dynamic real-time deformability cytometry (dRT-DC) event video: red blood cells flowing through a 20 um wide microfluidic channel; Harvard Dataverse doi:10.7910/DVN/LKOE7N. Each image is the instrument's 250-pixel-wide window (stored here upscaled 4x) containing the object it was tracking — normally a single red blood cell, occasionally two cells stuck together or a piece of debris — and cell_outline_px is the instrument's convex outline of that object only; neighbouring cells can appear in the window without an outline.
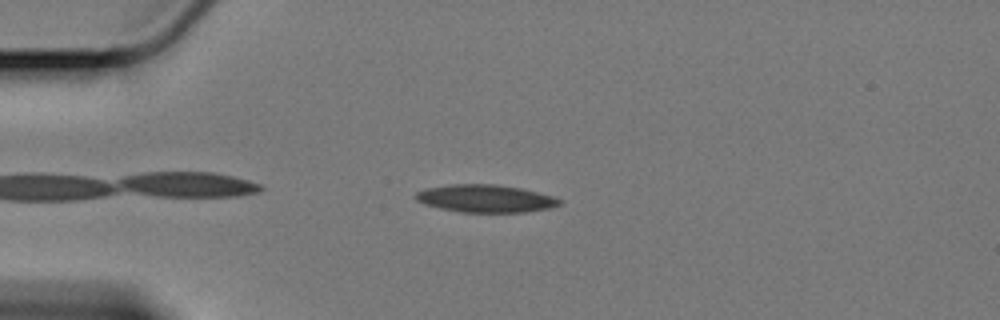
{"species": "Egyptian fruit bat (a non-hibernating species)", "species_latin": "Rousettus aegyptiacus", "temperature_condition": "cold", "stored_images_in_passage": 40, "camera_frame_rate_fps": 3000, "um_per_image_px": 0.085, "animal": {"sex": "female"}, "frame": {"image": 1, "passage_image": 1, "time_ms": 0.0, "image_size_px": [1000, 320], "cell_outline_px": [[564, 204], [552, 208], [524, 212], [460, 212], [440, 208], [424, 204], [416, 200], [412, 196], [416, 192], [424, 188], [448, 184], [496, 184], [520, 188], [552, 196], [564, 200]], "centroid_in_image_um": [41.26, 16.87], "position_along_channel_um": 43.7, "area_um2": 23.47}}
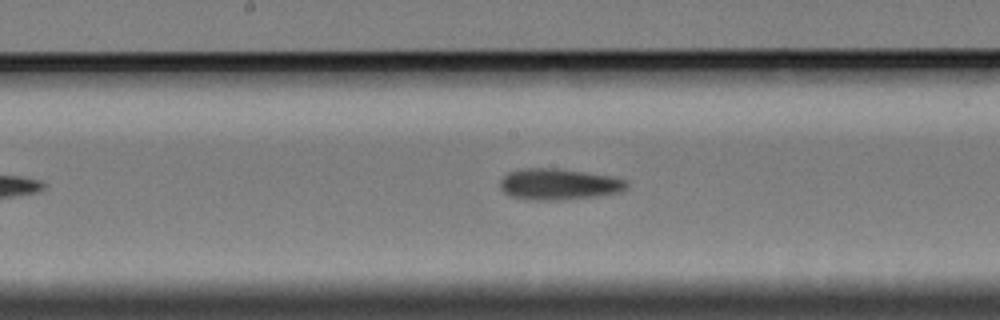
{"frame": {"image": 2, "passage_image": 17, "time_ms": 5.333, "image_size_px": [1000, 320], "cell_outline_px": [[628, 188], [620, 192], [596, 196], [560, 200], [524, 200], [508, 196], [500, 188], [500, 180], [508, 172], [524, 168], [556, 168], [612, 176], [628, 180]], "centroid_in_image_um": [47.48, 15.67], "position_along_channel_um": 200.7, "area_um2": 23.29}}
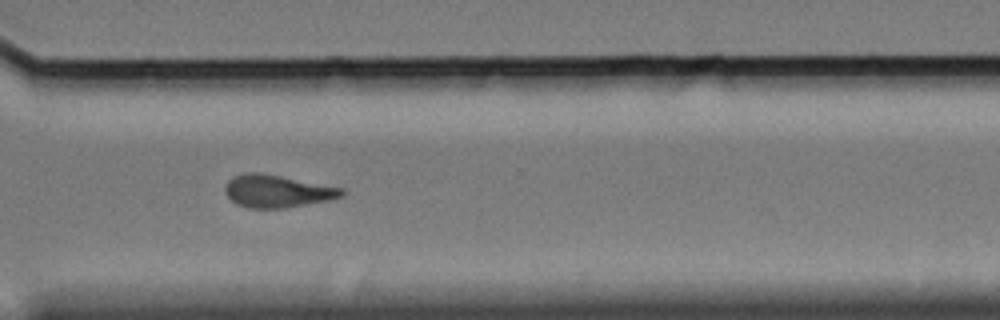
{"frame": {"image": 3, "passage_image": 30, "time_ms": 9.667, "image_size_px": [1000, 320], "cell_outline_px": [[344, 196], [328, 200], [284, 208], [248, 208], [236, 204], [224, 192], [224, 188], [228, 180], [232, 176], [248, 172], [260, 172], [344, 188]], "centroid_in_image_um": [23.54, 16.24], "position_along_channel_um": 347.1, "area_um2": 22.14}, "authors_computed_cell_mechanics": {"area_um2": 22.5131, "velocity_mm_per_s": 3.3859, "shape_relaxation_time_tau1_ms": 4.7658, "shape_relaxation_time_tau2_ms": 5.8317, "deformation_change_tau1": 0.1486, "deformation_change_tau2": 0.159}}